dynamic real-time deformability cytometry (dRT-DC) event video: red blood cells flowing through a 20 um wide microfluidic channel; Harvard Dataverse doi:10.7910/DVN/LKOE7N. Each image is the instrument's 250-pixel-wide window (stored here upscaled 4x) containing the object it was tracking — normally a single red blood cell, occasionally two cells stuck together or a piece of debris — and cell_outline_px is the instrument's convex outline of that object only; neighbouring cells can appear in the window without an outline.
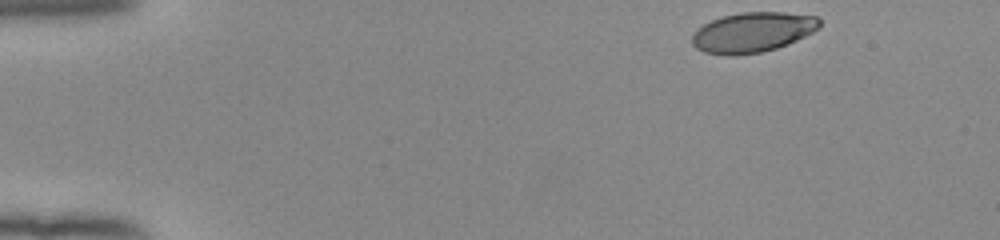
{"species": "human", "species_latin": "Homo sapiens", "temperature_condition": "room temperature", "stored_images_in_passage": 47, "camera_frame_rate_fps": 3000, "um_per_image_px": 0.085, "donor": {"sex": "female"}, "frame": {"image": 1, "passage_image": 1, "time_ms": 0.0, "image_size_px": [1000, 240], "cell_outline_px": [[820, 28], [788, 44], [776, 48], [760, 52], [732, 56], [728, 56], [704, 52], [696, 48], [692, 44], [692, 36], [696, 28], [720, 16], [740, 12], [784, 12], [816, 16], [820, 20]], "centroid_in_image_um": [63.95, 2.74], "position_along_channel_um": 21.1, "area_um2": 29.88}}
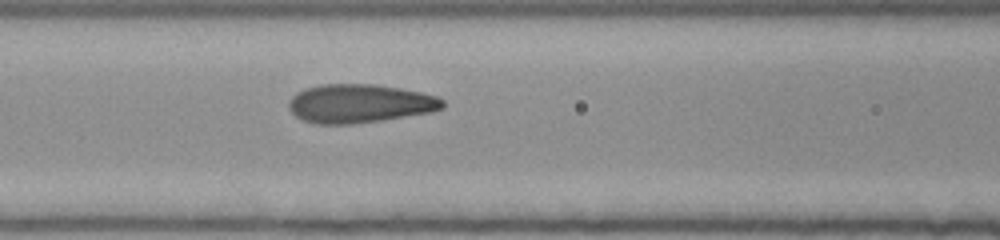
{"frame": {"image": 2, "passage_image": 18, "time_ms": 5.667, "image_size_px": [1000, 240], "cell_outline_px": [[444, 108], [432, 112], [384, 120], [352, 124], [312, 124], [296, 116], [288, 108], [288, 100], [296, 92], [304, 88], [320, 84], [376, 84], [400, 88], [420, 92], [436, 96], [444, 100]], "centroid_in_image_um": [30.55, 8.8], "position_along_channel_um": 136.0, "area_um2": 35.03}}
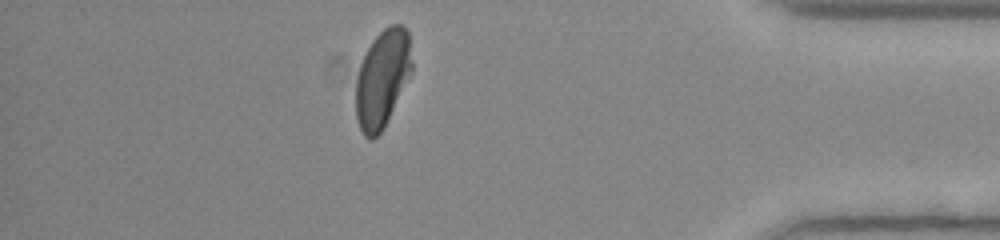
{"frame": {"image": 3, "passage_image": 41, "time_ms": 13.333, "image_size_px": [1000, 240], "cell_outline_px": [[412, 72], [380, 132], [372, 140], [364, 136], [360, 128], [356, 116], [356, 80], [360, 64], [372, 40], [388, 24], [404, 24], [408, 32], [412, 60]], "centroid_in_image_um": [32.5, 6.62], "position_along_channel_um": 402.7, "area_um2": 31.56}, "authors_computed_cell_mechanics": {"area_um2": 33.3506, "velocity_mm_per_s": 3.9354, "shape_relaxation_time_tau1_ms": 3.8187, "shape_relaxation_time_tau2_ms": null, "deformation_change_tau1": 0.1612, "deformation_change_tau2": null}}